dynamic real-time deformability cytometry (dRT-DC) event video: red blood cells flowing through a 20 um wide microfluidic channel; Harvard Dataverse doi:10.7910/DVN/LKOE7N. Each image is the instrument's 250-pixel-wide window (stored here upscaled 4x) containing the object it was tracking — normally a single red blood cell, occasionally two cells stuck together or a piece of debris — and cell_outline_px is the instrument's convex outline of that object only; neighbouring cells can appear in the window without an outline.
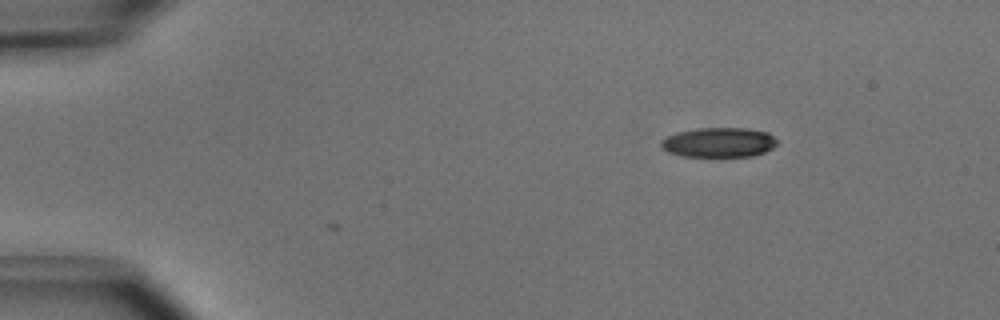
{"species": "common noctule bat (a hibernating species)", "species_latin": "Nyctalus noctula", "temperature_condition": "cold", "stored_images_in_passage": 2, "camera_frame_rate_fps": 3000, "um_per_image_px": 0.085, "animal": {"sex": "male", "body_mass_g": 15.6}, "frame": {"image": 1, "passage_image": 2, "time_ms": 0.333, "image_size_px": [1000, 320], "cell_outline_px": [[776, 144], [772, 148], [764, 152], [752, 156], [680, 156], [668, 152], [660, 148], [660, 140], [676, 132], [696, 128], [744, 128], [768, 132], [776, 140]], "centroid_in_image_um": [61.05, 12.1], "position_along_channel_um": 24.0, "area_um2": 20.11}}